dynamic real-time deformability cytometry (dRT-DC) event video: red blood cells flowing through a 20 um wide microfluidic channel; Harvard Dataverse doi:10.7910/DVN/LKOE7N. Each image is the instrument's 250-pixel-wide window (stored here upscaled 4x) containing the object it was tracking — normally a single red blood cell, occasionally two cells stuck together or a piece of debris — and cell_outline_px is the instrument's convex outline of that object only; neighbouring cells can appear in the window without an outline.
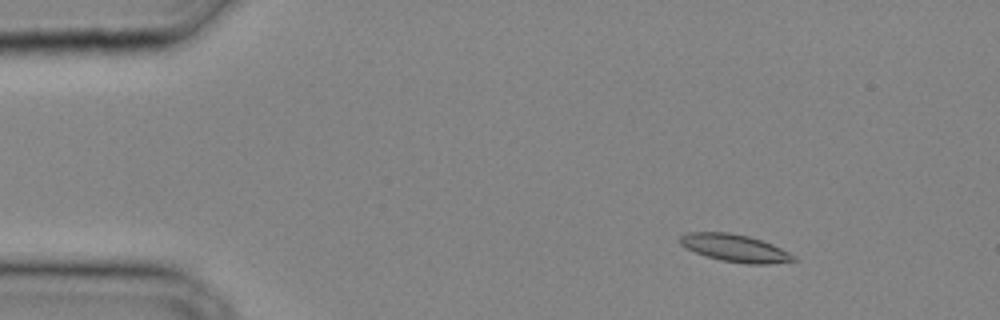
{"species": "common noctule bat (a hibernating species)", "species_latin": "Nyctalus noctula", "temperature_condition": "cold", "stored_images_in_passage": 32, "camera_frame_rate_fps": 3000, "um_per_image_px": 0.085, "animal": {"sex": "male", "body_mass_g": 20.4}, "frame": {"image": 1, "passage_image": 4, "time_ms": 1.0, "image_size_px": [1000, 320], "cell_outline_px": [[796, 260], [768, 264], [748, 264], [720, 260], [696, 252], [680, 244], [680, 236], [688, 232], [728, 232], [748, 236], [772, 244], [796, 256]], "centroid_in_image_um": [62.47, 21.08], "position_along_channel_um": 22.5, "area_um2": 17.86}}
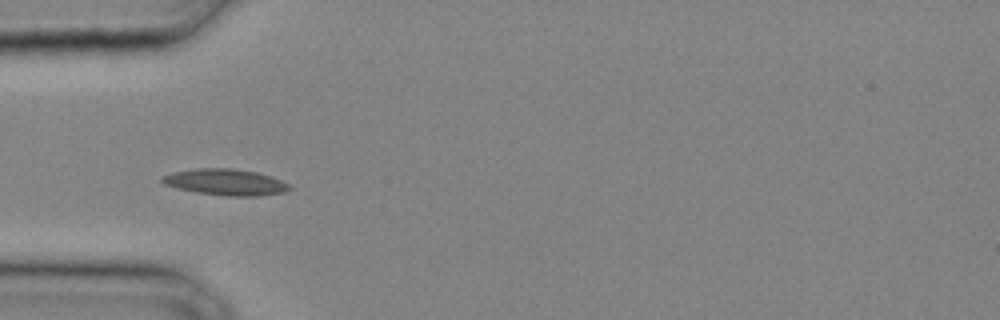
{"frame": {"image": 2, "passage_image": 10, "time_ms": 3.0, "image_size_px": [1000, 320], "cell_outline_px": [[292, 188], [284, 192], [256, 196], [228, 196], [196, 192], [176, 188], [164, 184], [160, 180], [160, 176], [172, 172], [196, 168], [232, 168], [256, 172], [292, 184]], "centroid_in_image_um": [19.14, 15.48], "position_along_channel_um": 65.9, "area_um2": 19.54}}
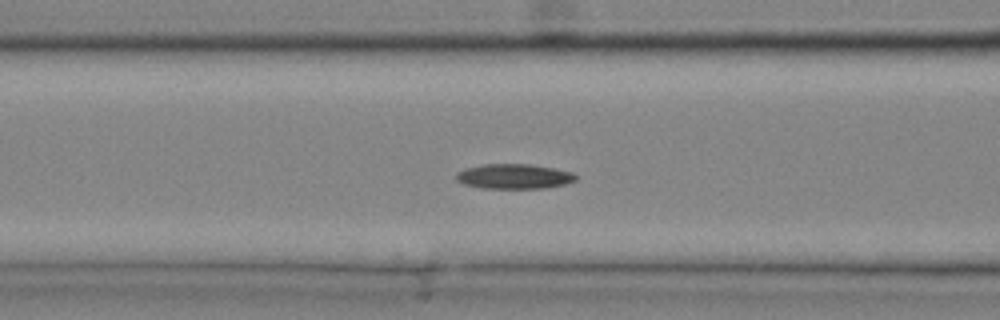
{"frame": {"image": 3, "passage_image": 13, "time_ms": 4.0, "image_size_px": [1000, 320], "cell_outline_px": [[580, 176], [576, 180], [564, 184], [544, 188], [480, 188], [464, 184], [456, 180], [456, 172], [464, 168], [484, 164], [532, 164], [556, 168], [572, 172]], "centroid_in_image_um": [43.7, 14.98], "position_along_channel_um": 122.9, "area_um2": 17.57}}